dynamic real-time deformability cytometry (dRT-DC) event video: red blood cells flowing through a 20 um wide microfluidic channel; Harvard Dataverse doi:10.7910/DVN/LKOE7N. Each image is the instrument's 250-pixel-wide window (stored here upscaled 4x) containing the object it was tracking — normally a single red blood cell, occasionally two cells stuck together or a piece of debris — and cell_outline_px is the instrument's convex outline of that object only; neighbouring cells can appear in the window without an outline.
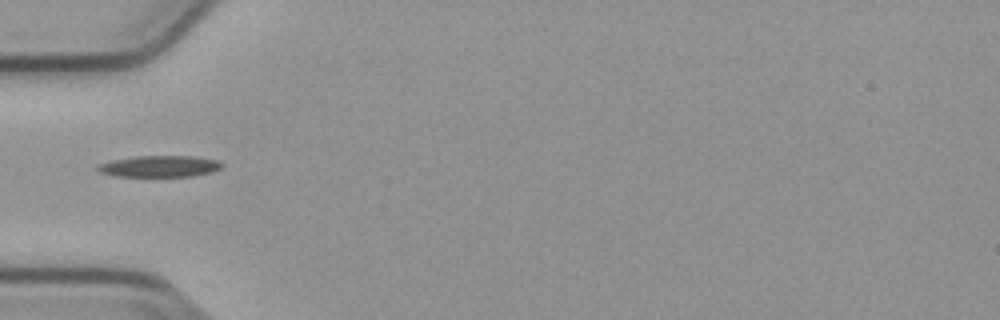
{"species": "common noctule bat (a hibernating species)", "species_latin": "Nyctalus noctula", "temperature_condition": "cold", "stored_images_in_passage": 37, "camera_frame_rate_fps": 3000, "um_per_image_px": 0.085, "animal": {"sex": "male", "body_mass_g": 23.1, "forearm_length_mm": 52.7}, "frame": {"image": 1, "passage_image": 1, "time_ms": 0.0, "image_size_px": [1000, 320], "cell_outline_px": [[224, 164], [220, 168], [212, 172], [192, 176], [116, 176], [100, 172], [96, 168], [100, 164], [112, 160], [136, 156], [192, 156], [216, 160]], "centroid_in_image_um": [13.57, 14.13], "position_along_channel_um": 71.4, "area_um2": 15.32}}
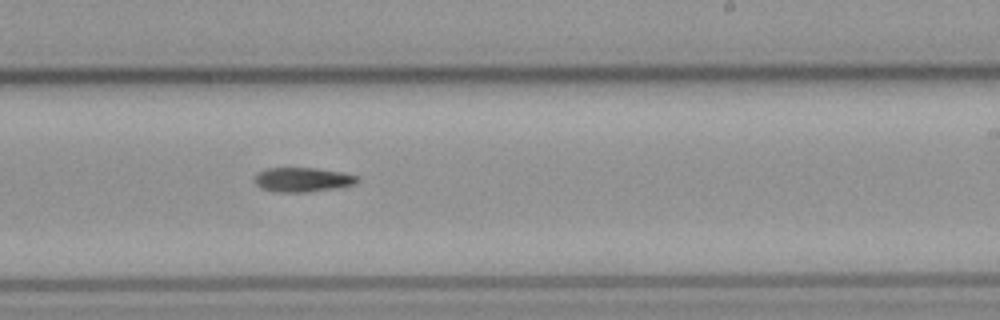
{"frame": {"image": 2, "passage_image": 16, "time_ms": 5.0, "image_size_px": [1000, 320], "cell_outline_px": [[360, 180], [356, 184], [332, 188], [304, 192], [280, 192], [264, 188], [256, 184], [256, 176], [260, 172], [268, 168], [316, 168], [344, 172], [356, 176]], "centroid_in_image_um": [25.78, 15.26], "position_along_channel_um": 263.2, "area_um2": 14.22}}
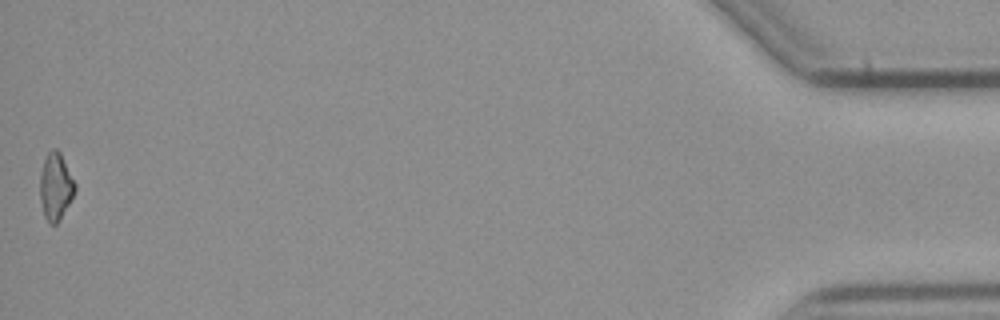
{"frame": {"image": 3, "passage_image": 37, "time_ms": 12.0, "image_size_px": [1000, 320], "cell_outline_px": [[76, 188], [60, 220], [56, 224], [52, 224], [44, 216], [40, 200], [40, 176], [44, 160], [48, 152], [52, 148], [56, 148], [60, 152], [76, 184]], "centroid_in_image_um": [4.72, 15.84], "position_along_channel_um": 430.5, "area_um2": 13.47}, "authors_computed_cell_mechanics": {"area_um2": 14.2188, "velocity_mm_per_s": 3.81, "shape_relaxation_time_tau1_ms": 6.0482, "shape_relaxation_time_tau2_ms": null, "deformation_change_tau1": 0.1581, "deformation_change_tau2": null}}